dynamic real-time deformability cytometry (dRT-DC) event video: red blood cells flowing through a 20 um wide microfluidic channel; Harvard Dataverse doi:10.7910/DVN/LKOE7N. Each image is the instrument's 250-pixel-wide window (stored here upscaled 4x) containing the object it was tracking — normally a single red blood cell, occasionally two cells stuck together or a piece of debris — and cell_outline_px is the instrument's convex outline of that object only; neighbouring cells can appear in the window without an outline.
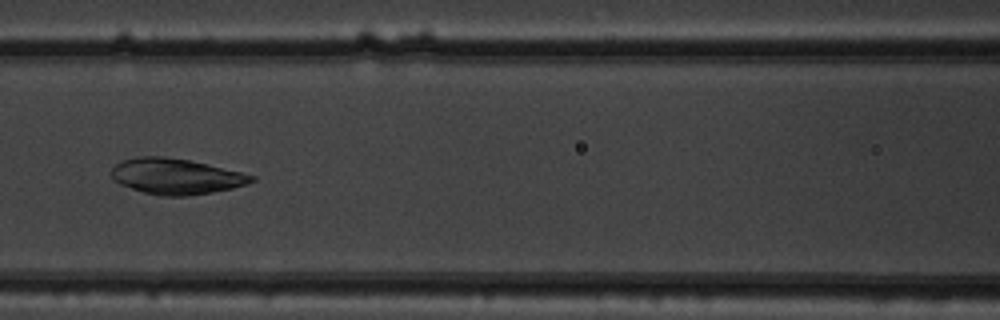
{"species": "common noctule bat (a hibernating species)", "species_latin": "Nyctalus noctula", "temperature_condition": "warm", "stored_images_in_passage": 51, "camera_frame_rate_fps": 3000, "um_per_image_px": 0.085, "animal": {"sex": "male", "body_mass_g": 19.5, "forearm_length_mm": 54.6}, "frame": {"image": 1, "passage_image": 23, "time_ms": 7.333, "image_size_px": [1000, 320], "cell_outline_px": [[256, 180], [248, 184], [232, 188], [212, 192], [184, 196], [164, 196], [144, 192], [120, 184], [112, 180], [112, 168], [116, 164], [124, 160], [140, 156], [164, 156], [188, 160], [208, 164], [256, 176]], "centroid_in_image_um": [14.97, 14.99], "position_along_channel_um": 151.6, "area_um2": 28.96}}
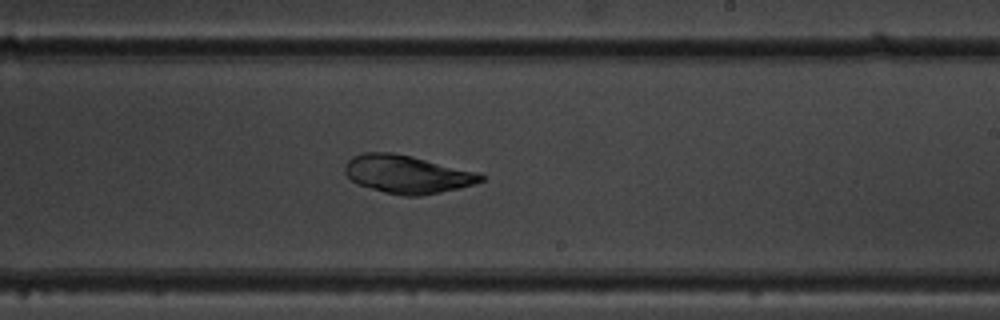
{"frame": {"image": 2, "passage_image": 31, "time_ms": 10.0, "image_size_px": [1000, 320], "cell_outline_px": [[484, 180], [476, 184], [460, 188], [420, 196], [404, 196], [384, 192], [356, 184], [344, 172], [344, 164], [352, 156], [364, 152], [392, 152], [412, 156], [480, 172], [484, 176]], "centroid_in_image_um": [34.62, 14.81], "position_along_channel_um": 254.4, "area_um2": 30.46}}
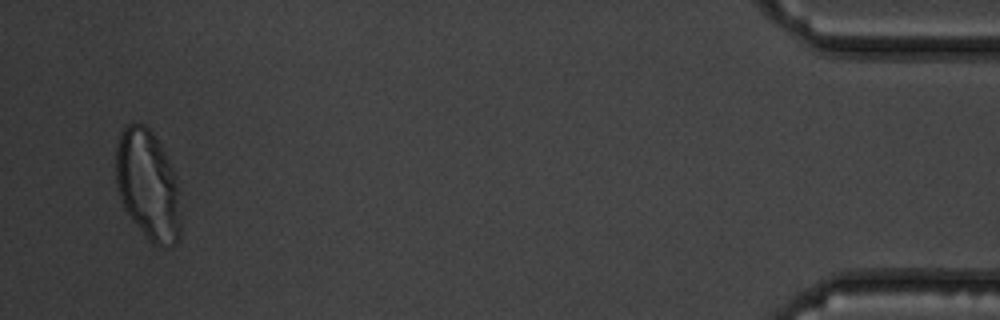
{"frame": {"image": 3, "passage_image": 50, "time_ms": 16.333, "image_size_px": [1000, 320], "cell_outline_px": [[180, 236], [176, 244], [160, 248], [152, 244], [148, 240], [124, 208], [116, 184], [116, 148], [120, 132], [128, 124], [144, 124], [152, 132], [160, 144], [176, 176], [180, 216]], "centroid_in_image_um": [12.57, 15.76], "position_along_channel_um": 422.6, "area_um2": 41.44}}